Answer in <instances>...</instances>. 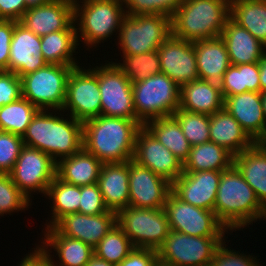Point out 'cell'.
Wrapping results in <instances>:
<instances>
[{
	"instance_id": "cell-1",
	"label": "cell",
	"mask_w": 266,
	"mask_h": 266,
	"mask_svg": "<svg viewBox=\"0 0 266 266\" xmlns=\"http://www.w3.org/2000/svg\"><path fill=\"white\" fill-rule=\"evenodd\" d=\"M139 120L100 115L83 123V148L102 163L133 159Z\"/></svg>"
},
{
	"instance_id": "cell-2",
	"label": "cell",
	"mask_w": 266,
	"mask_h": 266,
	"mask_svg": "<svg viewBox=\"0 0 266 266\" xmlns=\"http://www.w3.org/2000/svg\"><path fill=\"white\" fill-rule=\"evenodd\" d=\"M49 111L53 110H38L22 140L24 145L46 153L57 163L83 148V123L72 116L69 120L64 115L56 116L57 110Z\"/></svg>"
},
{
	"instance_id": "cell-3",
	"label": "cell",
	"mask_w": 266,
	"mask_h": 266,
	"mask_svg": "<svg viewBox=\"0 0 266 266\" xmlns=\"http://www.w3.org/2000/svg\"><path fill=\"white\" fill-rule=\"evenodd\" d=\"M214 212L231 231L244 228L257 219H266V208L234 165L221 173Z\"/></svg>"
},
{
	"instance_id": "cell-4",
	"label": "cell",
	"mask_w": 266,
	"mask_h": 266,
	"mask_svg": "<svg viewBox=\"0 0 266 266\" xmlns=\"http://www.w3.org/2000/svg\"><path fill=\"white\" fill-rule=\"evenodd\" d=\"M230 19V0H182L171 18L172 35L190 42L220 37Z\"/></svg>"
},
{
	"instance_id": "cell-5",
	"label": "cell",
	"mask_w": 266,
	"mask_h": 266,
	"mask_svg": "<svg viewBox=\"0 0 266 266\" xmlns=\"http://www.w3.org/2000/svg\"><path fill=\"white\" fill-rule=\"evenodd\" d=\"M79 3V0L78 2L74 0V20L78 23L76 24L78 42L83 38L85 46L95 47L102 40L111 37L117 29L119 31L122 20L126 16L123 0H82V5Z\"/></svg>"
},
{
	"instance_id": "cell-6",
	"label": "cell",
	"mask_w": 266,
	"mask_h": 266,
	"mask_svg": "<svg viewBox=\"0 0 266 266\" xmlns=\"http://www.w3.org/2000/svg\"><path fill=\"white\" fill-rule=\"evenodd\" d=\"M132 92L136 118L143 125L172 116L180 106V86L164 73L133 83Z\"/></svg>"
},
{
	"instance_id": "cell-7",
	"label": "cell",
	"mask_w": 266,
	"mask_h": 266,
	"mask_svg": "<svg viewBox=\"0 0 266 266\" xmlns=\"http://www.w3.org/2000/svg\"><path fill=\"white\" fill-rule=\"evenodd\" d=\"M117 32L123 55L156 51L172 35L171 19L164 15H126Z\"/></svg>"
},
{
	"instance_id": "cell-8",
	"label": "cell",
	"mask_w": 266,
	"mask_h": 266,
	"mask_svg": "<svg viewBox=\"0 0 266 266\" xmlns=\"http://www.w3.org/2000/svg\"><path fill=\"white\" fill-rule=\"evenodd\" d=\"M74 66L46 64L21 77L22 97L39 110H59L65 104L67 80Z\"/></svg>"
},
{
	"instance_id": "cell-9",
	"label": "cell",
	"mask_w": 266,
	"mask_h": 266,
	"mask_svg": "<svg viewBox=\"0 0 266 266\" xmlns=\"http://www.w3.org/2000/svg\"><path fill=\"white\" fill-rule=\"evenodd\" d=\"M117 224L135 248L156 251L171 231L164 208L128 206L117 213Z\"/></svg>"
},
{
	"instance_id": "cell-10",
	"label": "cell",
	"mask_w": 266,
	"mask_h": 266,
	"mask_svg": "<svg viewBox=\"0 0 266 266\" xmlns=\"http://www.w3.org/2000/svg\"><path fill=\"white\" fill-rule=\"evenodd\" d=\"M224 237H200L170 231L157 249V258L175 266H210Z\"/></svg>"
},
{
	"instance_id": "cell-11",
	"label": "cell",
	"mask_w": 266,
	"mask_h": 266,
	"mask_svg": "<svg viewBox=\"0 0 266 266\" xmlns=\"http://www.w3.org/2000/svg\"><path fill=\"white\" fill-rule=\"evenodd\" d=\"M164 211L172 231L200 237H225L227 228L218 220L214 211L195 207L182 201L172 191Z\"/></svg>"
},
{
	"instance_id": "cell-12",
	"label": "cell",
	"mask_w": 266,
	"mask_h": 266,
	"mask_svg": "<svg viewBox=\"0 0 266 266\" xmlns=\"http://www.w3.org/2000/svg\"><path fill=\"white\" fill-rule=\"evenodd\" d=\"M76 120L84 123L101 115V97L98 66L93 69L74 67L67 80L66 99L62 108Z\"/></svg>"
},
{
	"instance_id": "cell-13",
	"label": "cell",
	"mask_w": 266,
	"mask_h": 266,
	"mask_svg": "<svg viewBox=\"0 0 266 266\" xmlns=\"http://www.w3.org/2000/svg\"><path fill=\"white\" fill-rule=\"evenodd\" d=\"M101 115L138 120L134 110L132 83L113 62L98 67Z\"/></svg>"
},
{
	"instance_id": "cell-14",
	"label": "cell",
	"mask_w": 266,
	"mask_h": 266,
	"mask_svg": "<svg viewBox=\"0 0 266 266\" xmlns=\"http://www.w3.org/2000/svg\"><path fill=\"white\" fill-rule=\"evenodd\" d=\"M9 175L28 199L33 191L45 196L56 177V162L46 153L24 145Z\"/></svg>"
},
{
	"instance_id": "cell-15",
	"label": "cell",
	"mask_w": 266,
	"mask_h": 266,
	"mask_svg": "<svg viewBox=\"0 0 266 266\" xmlns=\"http://www.w3.org/2000/svg\"><path fill=\"white\" fill-rule=\"evenodd\" d=\"M132 160L171 184L183 173V163L145 126L137 132Z\"/></svg>"
},
{
	"instance_id": "cell-16",
	"label": "cell",
	"mask_w": 266,
	"mask_h": 266,
	"mask_svg": "<svg viewBox=\"0 0 266 266\" xmlns=\"http://www.w3.org/2000/svg\"><path fill=\"white\" fill-rule=\"evenodd\" d=\"M172 184L150 169L129 161V206L164 208Z\"/></svg>"
},
{
	"instance_id": "cell-17",
	"label": "cell",
	"mask_w": 266,
	"mask_h": 266,
	"mask_svg": "<svg viewBox=\"0 0 266 266\" xmlns=\"http://www.w3.org/2000/svg\"><path fill=\"white\" fill-rule=\"evenodd\" d=\"M157 51L161 73L179 86L199 79L194 42L171 35Z\"/></svg>"
},
{
	"instance_id": "cell-18",
	"label": "cell",
	"mask_w": 266,
	"mask_h": 266,
	"mask_svg": "<svg viewBox=\"0 0 266 266\" xmlns=\"http://www.w3.org/2000/svg\"><path fill=\"white\" fill-rule=\"evenodd\" d=\"M19 22L40 37L60 30L76 29L74 0H51L28 8Z\"/></svg>"
},
{
	"instance_id": "cell-19",
	"label": "cell",
	"mask_w": 266,
	"mask_h": 266,
	"mask_svg": "<svg viewBox=\"0 0 266 266\" xmlns=\"http://www.w3.org/2000/svg\"><path fill=\"white\" fill-rule=\"evenodd\" d=\"M117 223V213L109 210L99 215L71 213L60 218L53 227L66 237L81 240L93 249Z\"/></svg>"
},
{
	"instance_id": "cell-20",
	"label": "cell",
	"mask_w": 266,
	"mask_h": 266,
	"mask_svg": "<svg viewBox=\"0 0 266 266\" xmlns=\"http://www.w3.org/2000/svg\"><path fill=\"white\" fill-rule=\"evenodd\" d=\"M222 171L183 172L173 183L172 192L195 207L214 211Z\"/></svg>"
},
{
	"instance_id": "cell-21",
	"label": "cell",
	"mask_w": 266,
	"mask_h": 266,
	"mask_svg": "<svg viewBox=\"0 0 266 266\" xmlns=\"http://www.w3.org/2000/svg\"><path fill=\"white\" fill-rule=\"evenodd\" d=\"M48 64L41 53V37L28 30L19 21L14 26L10 44L8 71L20 78Z\"/></svg>"
},
{
	"instance_id": "cell-22",
	"label": "cell",
	"mask_w": 266,
	"mask_h": 266,
	"mask_svg": "<svg viewBox=\"0 0 266 266\" xmlns=\"http://www.w3.org/2000/svg\"><path fill=\"white\" fill-rule=\"evenodd\" d=\"M107 208L115 213L129 206V161L103 163L97 181Z\"/></svg>"
},
{
	"instance_id": "cell-23",
	"label": "cell",
	"mask_w": 266,
	"mask_h": 266,
	"mask_svg": "<svg viewBox=\"0 0 266 266\" xmlns=\"http://www.w3.org/2000/svg\"><path fill=\"white\" fill-rule=\"evenodd\" d=\"M224 108L238 121L255 141L266 128L260 92H245L227 96Z\"/></svg>"
},
{
	"instance_id": "cell-24",
	"label": "cell",
	"mask_w": 266,
	"mask_h": 266,
	"mask_svg": "<svg viewBox=\"0 0 266 266\" xmlns=\"http://www.w3.org/2000/svg\"><path fill=\"white\" fill-rule=\"evenodd\" d=\"M180 109L192 113L212 115L224 108L220 84L203 79L180 86Z\"/></svg>"
},
{
	"instance_id": "cell-25",
	"label": "cell",
	"mask_w": 266,
	"mask_h": 266,
	"mask_svg": "<svg viewBox=\"0 0 266 266\" xmlns=\"http://www.w3.org/2000/svg\"><path fill=\"white\" fill-rule=\"evenodd\" d=\"M220 37L225 42L231 65L257 63L266 53V46L261 41L231 19L227 21Z\"/></svg>"
},
{
	"instance_id": "cell-26",
	"label": "cell",
	"mask_w": 266,
	"mask_h": 266,
	"mask_svg": "<svg viewBox=\"0 0 266 266\" xmlns=\"http://www.w3.org/2000/svg\"><path fill=\"white\" fill-rule=\"evenodd\" d=\"M199 79L220 84L231 65L225 42L221 37L194 42Z\"/></svg>"
},
{
	"instance_id": "cell-27",
	"label": "cell",
	"mask_w": 266,
	"mask_h": 266,
	"mask_svg": "<svg viewBox=\"0 0 266 266\" xmlns=\"http://www.w3.org/2000/svg\"><path fill=\"white\" fill-rule=\"evenodd\" d=\"M210 141L223 146L234 156L255 144V141L225 108L210 115Z\"/></svg>"
},
{
	"instance_id": "cell-28",
	"label": "cell",
	"mask_w": 266,
	"mask_h": 266,
	"mask_svg": "<svg viewBox=\"0 0 266 266\" xmlns=\"http://www.w3.org/2000/svg\"><path fill=\"white\" fill-rule=\"evenodd\" d=\"M103 163L93 154L82 148L77 153L56 163V176L76 186L96 184Z\"/></svg>"
},
{
	"instance_id": "cell-29",
	"label": "cell",
	"mask_w": 266,
	"mask_h": 266,
	"mask_svg": "<svg viewBox=\"0 0 266 266\" xmlns=\"http://www.w3.org/2000/svg\"><path fill=\"white\" fill-rule=\"evenodd\" d=\"M44 239L42 248L47 252L50 257L52 266H86L91 256L94 254V249L82 242L81 240L72 239L61 235L53 226L45 228ZM47 246H46V245ZM48 246L50 250L57 251L60 265L54 263L51 259L50 250H47Z\"/></svg>"
},
{
	"instance_id": "cell-30",
	"label": "cell",
	"mask_w": 266,
	"mask_h": 266,
	"mask_svg": "<svg viewBox=\"0 0 266 266\" xmlns=\"http://www.w3.org/2000/svg\"><path fill=\"white\" fill-rule=\"evenodd\" d=\"M233 165L266 208V153L254 144L251 148L236 154Z\"/></svg>"
},
{
	"instance_id": "cell-31",
	"label": "cell",
	"mask_w": 266,
	"mask_h": 266,
	"mask_svg": "<svg viewBox=\"0 0 266 266\" xmlns=\"http://www.w3.org/2000/svg\"><path fill=\"white\" fill-rule=\"evenodd\" d=\"M234 155L211 141L192 146L183 172L224 171L233 165Z\"/></svg>"
},
{
	"instance_id": "cell-32",
	"label": "cell",
	"mask_w": 266,
	"mask_h": 266,
	"mask_svg": "<svg viewBox=\"0 0 266 266\" xmlns=\"http://www.w3.org/2000/svg\"><path fill=\"white\" fill-rule=\"evenodd\" d=\"M230 19L266 46V0H230Z\"/></svg>"
},
{
	"instance_id": "cell-33",
	"label": "cell",
	"mask_w": 266,
	"mask_h": 266,
	"mask_svg": "<svg viewBox=\"0 0 266 266\" xmlns=\"http://www.w3.org/2000/svg\"><path fill=\"white\" fill-rule=\"evenodd\" d=\"M76 29H65L41 36V53L48 64L78 67L76 53L79 43Z\"/></svg>"
},
{
	"instance_id": "cell-34",
	"label": "cell",
	"mask_w": 266,
	"mask_h": 266,
	"mask_svg": "<svg viewBox=\"0 0 266 266\" xmlns=\"http://www.w3.org/2000/svg\"><path fill=\"white\" fill-rule=\"evenodd\" d=\"M182 163L188 158L191 144L182 132L177 119L172 116L160 117L144 125Z\"/></svg>"
},
{
	"instance_id": "cell-35",
	"label": "cell",
	"mask_w": 266,
	"mask_h": 266,
	"mask_svg": "<svg viewBox=\"0 0 266 266\" xmlns=\"http://www.w3.org/2000/svg\"><path fill=\"white\" fill-rule=\"evenodd\" d=\"M223 98L245 92H260L259 65L245 63L230 65L220 82Z\"/></svg>"
},
{
	"instance_id": "cell-36",
	"label": "cell",
	"mask_w": 266,
	"mask_h": 266,
	"mask_svg": "<svg viewBox=\"0 0 266 266\" xmlns=\"http://www.w3.org/2000/svg\"><path fill=\"white\" fill-rule=\"evenodd\" d=\"M52 199V219L47 227H52L60 218L67 214L79 213L81 186L60 180L57 176L49 185L45 194Z\"/></svg>"
},
{
	"instance_id": "cell-37",
	"label": "cell",
	"mask_w": 266,
	"mask_h": 266,
	"mask_svg": "<svg viewBox=\"0 0 266 266\" xmlns=\"http://www.w3.org/2000/svg\"><path fill=\"white\" fill-rule=\"evenodd\" d=\"M38 110L24 97L0 107V131L22 137Z\"/></svg>"
},
{
	"instance_id": "cell-38",
	"label": "cell",
	"mask_w": 266,
	"mask_h": 266,
	"mask_svg": "<svg viewBox=\"0 0 266 266\" xmlns=\"http://www.w3.org/2000/svg\"><path fill=\"white\" fill-rule=\"evenodd\" d=\"M134 248L131 240L116 223L94 248V254L109 263L118 265Z\"/></svg>"
},
{
	"instance_id": "cell-39",
	"label": "cell",
	"mask_w": 266,
	"mask_h": 266,
	"mask_svg": "<svg viewBox=\"0 0 266 266\" xmlns=\"http://www.w3.org/2000/svg\"><path fill=\"white\" fill-rule=\"evenodd\" d=\"M122 57L123 63L115 64L132 84L161 73L160 58L157 50L139 55H123Z\"/></svg>"
},
{
	"instance_id": "cell-40",
	"label": "cell",
	"mask_w": 266,
	"mask_h": 266,
	"mask_svg": "<svg viewBox=\"0 0 266 266\" xmlns=\"http://www.w3.org/2000/svg\"><path fill=\"white\" fill-rule=\"evenodd\" d=\"M173 116L177 119L191 146L210 141V116L192 113L178 108Z\"/></svg>"
},
{
	"instance_id": "cell-41",
	"label": "cell",
	"mask_w": 266,
	"mask_h": 266,
	"mask_svg": "<svg viewBox=\"0 0 266 266\" xmlns=\"http://www.w3.org/2000/svg\"><path fill=\"white\" fill-rule=\"evenodd\" d=\"M29 205L30 199L20 191L11 176L0 173V215L25 210Z\"/></svg>"
},
{
	"instance_id": "cell-42",
	"label": "cell",
	"mask_w": 266,
	"mask_h": 266,
	"mask_svg": "<svg viewBox=\"0 0 266 266\" xmlns=\"http://www.w3.org/2000/svg\"><path fill=\"white\" fill-rule=\"evenodd\" d=\"M182 0H123L126 15H164L170 19L180 8Z\"/></svg>"
},
{
	"instance_id": "cell-43",
	"label": "cell",
	"mask_w": 266,
	"mask_h": 266,
	"mask_svg": "<svg viewBox=\"0 0 266 266\" xmlns=\"http://www.w3.org/2000/svg\"><path fill=\"white\" fill-rule=\"evenodd\" d=\"M23 146L21 136L0 131V173L12 171Z\"/></svg>"
},
{
	"instance_id": "cell-44",
	"label": "cell",
	"mask_w": 266,
	"mask_h": 266,
	"mask_svg": "<svg viewBox=\"0 0 266 266\" xmlns=\"http://www.w3.org/2000/svg\"><path fill=\"white\" fill-rule=\"evenodd\" d=\"M109 211L98 184L81 186L79 213L99 215Z\"/></svg>"
},
{
	"instance_id": "cell-45",
	"label": "cell",
	"mask_w": 266,
	"mask_h": 266,
	"mask_svg": "<svg viewBox=\"0 0 266 266\" xmlns=\"http://www.w3.org/2000/svg\"><path fill=\"white\" fill-rule=\"evenodd\" d=\"M225 240L216 249L210 266H261L256 260V257L252 255L240 254L235 250L226 248ZM225 244V246H224Z\"/></svg>"
},
{
	"instance_id": "cell-46",
	"label": "cell",
	"mask_w": 266,
	"mask_h": 266,
	"mask_svg": "<svg viewBox=\"0 0 266 266\" xmlns=\"http://www.w3.org/2000/svg\"><path fill=\"white\" fill-rule=\"evenodd\" d=\"M22 97L21 78L7 70L0 71V107Z\"/></svg>"
},
{
	"instance_id": "cell-47",
	"label": "cell",
	"mask_w": 266,
	"mask_h": 266,
	"mask_svg": "<svg viewBox=\"0 0 266 266\" xmlns=\"http://www.w3.org/2000/svg\"><path fill=\"white\" fill-rule=\"evenodd\" d=\"M18 21L0 19V70L8 71L10 44L14 26Z\"/></svg>"
},
{
	"instance_id": "cell-48",
	"label": "cell",
	"mask_w": 266,
	"mask_h": 266,
	"mask_svg": "<svg viewBox=\"0 0 266 266\" xmlns=\"http://www.w3.org/2000/svg\"><path fill=\"white\" fill-rule=\"evenodd\" d=\"M156 259V250L134 248V250L116 266H152Z\"/></svg>"
},
{
	"instance_id": "cell-49",
	"label": "cell",
	"mask_w": 266,
	"mask_h": 266,
	"mask_svg": "<svg viewBox=\"0 0 266 266\" xmlns=\"http://www.w3.org/2000/svg\"><path fill=\"white\" fill-rule=\"evenodd\" d=\"M25 11L24 0H0V19L20 21Z\"/></svg>"
},
{
	"instance_id": "cell-50",
	"label": "cell",
	"mask_w": 266,
	"mask_h": 266,
	"mask_svg": "<svg viewBox=\"0 0 266 266\" xmlns=\"http://www.w3.org/2000/svg\"><path fill=\"white\" fill-rule=\"evenodd\" d=\"M34 252L26 255L23 258L19 266H52L50 262V257L47 252L41 247L36 246Z\"/></svg>"
},
{
	"instance_id": "cell-51",
	"label": "cell",
	"mask_w": 266,
	"mask_h": 266,
	"mask_svg": "<svg viewBox=\"0 0 266 266\" xmlns=\"http://www.w3.org/2000/svg\"><path fill=\"white\" fill-rule=\"evenodd\" d=\"M259 65V80H260V93L266 92V53L261 57L258 62Z\"/></svg>"
},
{
	"instance_id": "cell-52",
	"label": "cell",
	"mask_w": 266,
	"mask_h": 266,
	"mask_svg": "<svg viewBox=\"0 0 266 266\" xmlns=\"http://www.w3.org/2000/svg\"><path fill=\"white\" fill-rule=\"evenodd\" d=\"M86 266H116L115 264L109 263L106 260L98 257L96 254H93L86 264Z\"/></svg>"
},
{
	"instance_id": "cell-53",
	"label": "cell",
	"mask_w": 266,
	"mask_h": 266,
	"mask_svg": "<svg viewBox=\"0 0 266 266\" xmlns=\"http://www.w3.org/2000/svg\"><path fill=\"white\" fill-rule=\"evenodd\" d=\"M255 145H257L263 152L266 153V128L263 133L255 140Z\"/></svg>"
},
{
	"instance_id": "cell-54",
	"label": "cell",
	"mask_w": 266,
	"mask_h": 266,
	"mask_svg": "<svg viewBox=\"0 0 266 266\" xmlns=\"http://www.w3.org/2000/svg\"><path fill=\"white\" fill-rule=\"evenodd\" d=\"M26 4V10L31 7H36L39 5L46 4L50 2L51 0H24Z\"/></svg>"
},
{
	"instance_id": "cell-55",
	"label": "cell",
	"mask_w": 266,
	"mask_h": 266,
	"mask_svg": "<svg viewBox=\"0 0 266 266\" xmlns=\"http://www.w3.org/2000/svg\"><path fill=\"white\" fill-rule=\"evenodd\" d=\"M152 266H175V265H172L170 263H166V262H164V261H162V260H160V259L157 258L154 261V263L152 264Z\"/></svg>"
},
{
	"instance_id": "cell-56",
	"label": "cell",
	"mask_w": 266,
	"mask_h": 266,
	"mask_svg": "<svg viewBox=\"0 0 266 266\" xmlns=\"http://www.w3.org/2000/svg\"><path fill=\"white\" fill-rule=\"evenodd\" d=\"M261 100H262V108H263L264 116L266 118V92L261 93Z\"/></svg>"
}]
</instances>
